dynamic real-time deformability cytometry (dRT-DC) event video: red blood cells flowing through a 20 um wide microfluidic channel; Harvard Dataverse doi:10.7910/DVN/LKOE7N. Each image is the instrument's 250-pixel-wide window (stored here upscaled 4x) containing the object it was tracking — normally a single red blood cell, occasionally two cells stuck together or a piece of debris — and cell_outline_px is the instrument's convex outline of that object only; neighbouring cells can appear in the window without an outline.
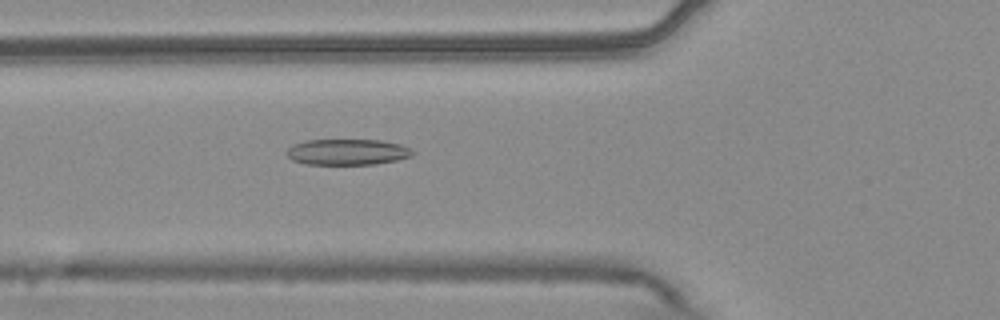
{"species": "common noctule bat (a hibernating species)", "species_latin": "Nyctalus noctula", "temperature_condition": "warm", "stored_images_in_passage": 48, "camera_frame_rate_fps": 3000, "um_per_image_px": 0.085, "animal": {"sex": "male", "body_mass_g": 20.4}, "frame": {"image": 1, "passage_image": 14, "time_ms": 4.333, "image_size_px": [1000, 320], "cell_outline_px": [[416, 152], [412, 156], [396, 160], [376, 164], [304, 164], [292, 160], [288, 156], [288, 148], [292, 144], [304, 140], [380, 140], [400, 144]], "centroid_in_image_um": [29.52, 12.92], "position_along_channel_um": 96.3, "area_um2": 19.02}}
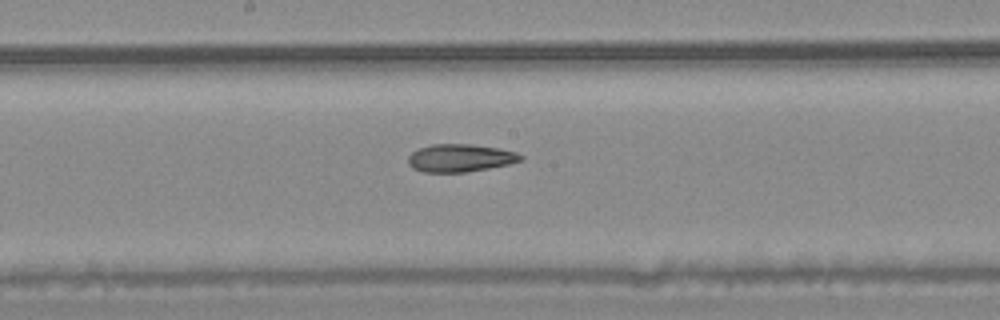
{"frame": {"image": 2, "passage_image": 23, "time_ms": 7.333, "image_size_px": [1000, 320], "cell_outline_px": [[524, 160], [508, 164], [488, 168], [464, 172], [424, 172], [412, 168], [408, 164], [408, 156], [412, 152], [420, 148], [432, 144], [468, 144], [500, 148], [516, 152], [524, 156]], "centroid_in_image_um": [39.12, 13.42], "position_along_channel_um": 209.1, "area_um2": 18.21}}
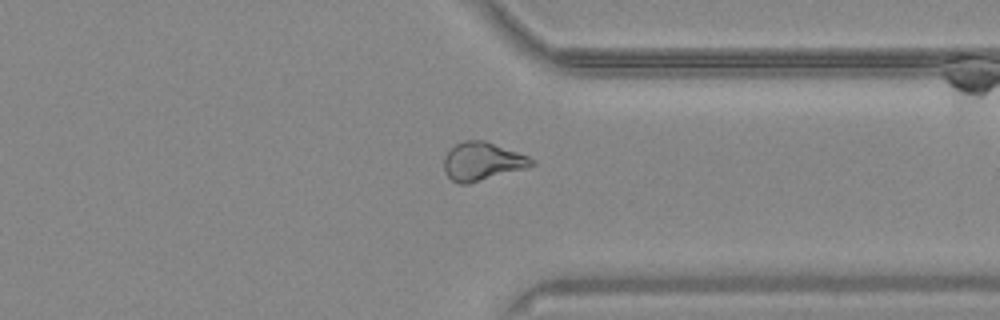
{"frame": {"image": 3, "passage_image": 36, "time_ms": 11.667, "image_size_px": [1000, 320], "cell_outline_px": [[536, 164], [524, 168], [468, 184], [460, 184], [452, 180], [448, 176], [444, 168], [444, 156], [456, 144], [464, 140], [484, 140], [528, 156], [536, 160]], "centroid_in_image_um": [40.99, 13.71], "position_along_channel_um": 370.4, "area_um2": 19.25}, "authors_computed_cell_mechanics": {"area_um2": 19.5075, "velocity_mm_per_s": 3.7357, "shape_relaxation_time_tau1_ms": null, "shape_relaxation_time_tau2_ms": 4.5508, "deformation_change_tau1": null, "deformation_change_tau2": 0.1209}}